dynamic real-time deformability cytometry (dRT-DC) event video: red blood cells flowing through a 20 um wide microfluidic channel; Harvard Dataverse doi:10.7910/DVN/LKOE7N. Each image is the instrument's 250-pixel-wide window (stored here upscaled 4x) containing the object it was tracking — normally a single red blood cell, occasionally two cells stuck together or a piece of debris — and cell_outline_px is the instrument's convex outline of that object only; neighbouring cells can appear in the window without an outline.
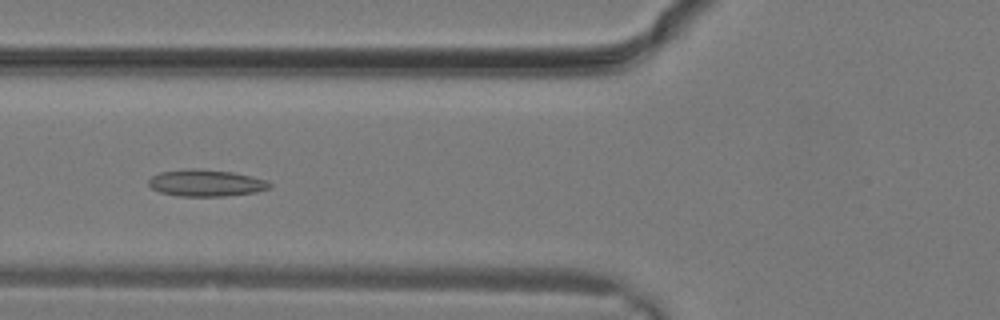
{"species": "common noctule bat (a hibernating species)", "species_latin": "Nyctalus noctula", "temperature_condition": "warm", "stored_images_in_passage": 24, "camera_frame_rate_fps": 3000, "um_per_image_px": 0.085, "animal": {"sex": "male", "body_mass_g": 19.2, "forearm_length_mm": 51.8}, "frame": {"image": 1, "passage_image": 6, "time_ms": 1.667, "image_size_px": [1000, 320], "cell_outline_px": [[272, 188], [256, 192], [224, 196], [176, 196], [160, 192], [152, 188], [148, 184], [148, 180], [152, 176], [160, 172], [184, 168], [192, 168], [232, 172], [264, 180], [272, 184]], "centroid_in_image_um": [17.47, 15.56], "position_along_channel_um": 108.3, "area_um2": 18.84}}
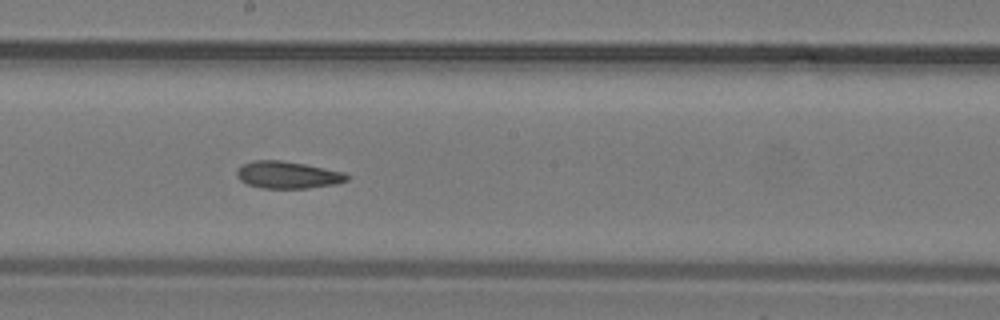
{"frame": {"image": 2, "passage_image": 11, "time_ms": 3.333, "image_size_px": [1000, 320], "cell_outline_px": [[348, 180], [336, 184], [308, 188], [264, 188], [248, 184], [240, 180], [236, 176], [236, 168], [240, 164], [252, 160], [280, 160], [304, 164], [344, 172], [348, 176]], "centroid_in_image_um": [24.4, 14.86], "position_along_channel_um": 223.8, "area_um2": 17.46}}
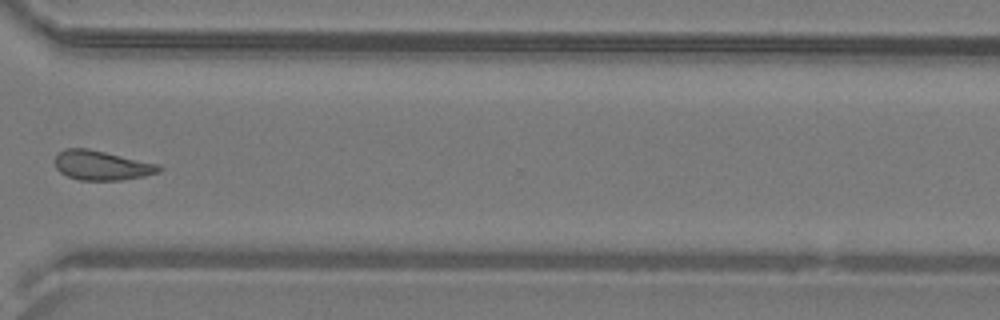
{"frame": {"image": 3, "passage_image": 17, "time_ms": 5.333, "image_size_px": [1000, 320], "cell_outline_px": [[164, 168], [160, 172], [144, 176], [124, 180], [80, 180], [68, 176], [60, 172], [56, 168], [56, 156], [64, 148], [88, 148], [160, 164]], "centroid_in_image_um": [8.7, 14.06], "position_along_channel_um": 361.9, "area_um2": 17.98}}